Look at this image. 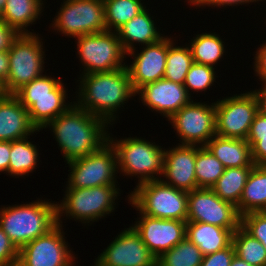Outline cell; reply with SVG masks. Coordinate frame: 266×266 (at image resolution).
Listing matches in <instances>:
<instances>
[{"label":"cell","mask_w":266,"mask_h":266,"mask_svg":"<svg viewBox=\"0 0 266 266\" xmlns=\"http://www.w3.org/2000/svg\"><path fill=\"white\" fill-rule=\"evenodd\" d=\"M254 54V71L255 76L259 78V81H262L266 84V42L263 41V44L260 45L258 50Z\"/></svg>","instance_id":"40"},{"label":"cell","mask_w":266,"mask_h":266,"mask_svg":"<svg viewBox=\"0 0 266 266\" xmlns=\"http://www.w3.org/2000/svg\"><path fill=\"white\" fill-rule=\"evenodd\" d=\"M43 0H6L0 19L17 34H32L28 26L40 19Z\"/></svg>","instance_id":"25"},{"label":"cell","mask_w":266,"mask_h":266,"mask_svg":"<svg viewBox=\"0 0 266 266\" xmlns=\"http://www.w3.org/2000/svg\"><path fill=\"white\" fill-rule=\"evenodd\" d=\"M189 44L193 61L213 68L218 65L225 52V43L215 32L198 34Z\"/></svg>","instance_id":"29"},{"label":"cell","mask_w":266,"mask_h":266,"mask_svg":"<svg viewBox=\"0 0 266 266\" xmlns=\"http://www.w3.org/2000/svg\"><path fill=\"white\" fill-rule=\"evenodd\" d=\"M203 255L187 237L157 258V266H200Z\"/></svg>","instance_id":"34"},{"label":"cell","mask_w":266,"mask_h":266,"mask_svg":"<svg viewBox=\"0 0 266 266\" xmlns=\"http://www.w3.org/2000/svg\"><path fill=\"white\" fill-rule=\"evenodd\" d=\"M148 10L149 8H145L115 31L126 53L135 49V43L139 44V46L140 44L145 46L156 43L164 38L163 36L165 35L160 33L159 28L157 31L153 16L148 13Z\"/></svg>","instance_id":"22"},{"label":"cell","mask_w":266,"mask_h":266,"mask_svg":"<svg viewBox=\"0 0 266 266\" xmlns=\"http://www.w3.org/2000/svg\"><path fill=\"white\" fill-rule=\"evenodd\" d=\"M233 232L217 225L187 221L186 237L194 243L202 255H208L228 247L232 243Z\"/></svg>","instance_id":"24"},{"label":"cell","mask_w":266,"mask_h":266,"mask_svg":"<svg viewBox=\"0 0 266 266\" xmlns=\"http://www.w3.org/2000/svg\"><path fill=\"white\" fill-rule=\"evenodd\" d=\"M38 199L21 205L1 206L0 227L20 250L57 225V202Z\"/></svg>","instance_id":"3"},{"label":"cell","mask_w":266,"mask_h":266,"mask_svg":"<svg viewBox=\"0 0 266 266\" xmlns=\"http://www.w3.org/2000/svg\"><path fill=\"white\" fill-rule=\"evenodd\" d=\"M187 2L189 5L192 4L193 6L201 7L202 0H187Z\"/></svg>","instance_id":"49"},{"label":"cell","mask_w":266,"mask_h":266,"mask_svg":"<svg viewBox=\"0 0 266 266\" xmlns=\"http://www.w3.org/2000/svg\"><path fill=\"white\" fill-rule=\"evenodd\" d=\"M142 0H104L107 31H116L143 11ZM114 28V29H113Z\"/></svg>","instance_id":"32"},{"label":"cell","mask_w":266,"mask_h":266,"mask_svg":"<svg viewBox=\"0 0 266 266\" xmlns=\"http://www.w3.org/2000/svg\"><path fill=\"white\" fill-rule=\"evenodd\" d=\"M58 10L51 26L67 37L107 30L104 0H63Z\"/></svg>","instance_id":"11"},{"label":"cell","mask_w":266,"mask_h":266,"mask_svg":"<svg viewBox=\"0 0 266 266\" xmlns=\"http://www.w3.org/2000/svg\"><path fill=\"white\" fill-rule=\"evenodd\" d=\"M175 40L167 36V58L164 79L184 84L186 75L194 63L188 44L176 46Z\"/></svg>","instance_id":"30"},{"label":"cell","mask_w":266,"mask_h":266,"mask_svg":"<svg viewBox=\"0 0 266 266\" xmlns=\"http://www.w3.org/2000/svg\"><path fill=\"white\" fill-rule=\"evenodd\" d=\"M5 4H6V0H0V17L3 13V9L5 7Z\"/></svg>","instance_id":"50"},{"label":"cell","mask_w":266,"mask_h":266,"mask_svg":"<svg viewBox=\"0 0 266 266\" xmlns=\"http://www.w3.org/2000/svg\"><path fill=\"white\" fill-rule=\"evenodd\" d=\"M251 157L255 165H266V137H259L251 146Z\"/></svg>","instance_id":"41"},{"label":"cell","mask_w":266,"mask_h":266,"mask_svg":"<svg viewBox=\"0 0 266 266\" xmlns=\"http://www.w3.org/2000/svg\"><path fill=\"white\" fill-rule=\"evenodd\" d=\"M96 266H157V258L132 226L122 230L95 259Z\"/></svg>","instance_id":"16"},{"label":"cell","mask_w":266,"mask_h":266,"mask_svg":"<svg viewBox=\"0 0 266 266\" xmlns=\"http://www.w3.org/2000/svg\"><path fill=\"white\" fill-rule=\"evenodd\" d=\"M75 39L78 58L84 67L82 74L112 72L126 67L124 58L127 53L115 31L106 30Z\"/></svg>","instance_id":"9"},{"label":"cell","mask_w":266,"mask_h":266,"mask_svg":"<svg viewBox=\"0 0 266 266\" xmlns=\"http://www.w3.org/2000/svg\"><path fill=\"white\" fill-rule=\"evenodd\" d=\"M30 136L11 141L10 160L8 176L16 177L29 176L37 169L39 153L37 146L28 140Z\"/></svg>","instance_id":"27"},{"label":"cell","mask_w":266,"mask_h":266,"mask_svg":"<svg viewBox=\"0 0 266 266\" xmlns=\"http://www.w3.org/2000/svg\"><path fill=\"white\" fill-rule=\"evenodd\" d=\"M187 221L217 225L234 232L241 226V215L235 205L222 200L212 189L198 188L188 192Z\"/></svg>","instance_id":"14"},{"label":"cell","mask_w":266,"mask_h":266,"mask_svg":"<svg viewBox=\"0 0 266 266\" xmlns=\"http://www.w3.org/2000/svg\"><path fill=\"white\" fill-rule=\"evenodd\" d=\"M40 132L27 109L13 94L0 98V141H14Z\"/></svg>","instance_id":"21"},{"label":"cell","mask_w":266,"mask_h":266,"mask_svg":"<svg viewBox=\"0 0 266 266\" xmlns=\"http://www.w3.org/2000/svg\"><path fill=\"white\" fill-rule=\"evenodd\" d=\"M262 0H202L201 6L204 7L205 5L207 6H212V7H224L226 6H239L243 4H250L253 2H259ZM264 1V0H263Z\"/></svg>","instance_id":"43"},{"label":"cell","mask_w":266,"mask_h":266,"mask_svg":"<svg viewBox=\"0 0 266 266\" xmlns=\"http://www.w3.org/2000/svg\"><path fill=\"white\" fill-rule=\"evenodd\" d=\"M139 214L132 227L156 258L186 237L187 221L152 218L140 211Z\"/></svg>","instance_id":"17"},{"label":"cell","mask_w":266,"mask_h":266,"mask_svg":"<svg viewBox=\"0 0 266 266\" xmlns=\"http://www.w3.org/2000/svg\"><path fill=\"white\" fill-rule=\"evenodd\" d=\"M230 266H252V265L247 263L243 259L239 258L238 256L234 255Z\"/></svg>","instance_id":"47"},{"label":"cell","mask_w":266,"mask_h":266,"mask_svg":"<svg viewBox=\"0 0 266 266\" xmlns=\"http://www.w3.org/2000/svg\"><path fill=\"white\" fill-rule=\"evenodd\" d=\"M119 191L117 185L80 189L66 188L62 202L57 203V224H63L61 217L65 215L68 219L69 217L70 219L74 218L75 221H80L88 226L97 222L102 217L114 212L115 200L120 196Z\"/></svg>","instance_id":"7"},{"label":"cell","mask_w":266,"mask_h":266,"mask_svg":"<svg viewBox=\"0 0 266 266\" xmlns=\"http://www.w3.org/2000/svg\"><path fill=\"white\" fill-rule=\"evenodd\" d=\"M11 141H0V172L8 173Z\"/></svg>","instance_id":"44"},{"label":"cell","mask_w":266,"mask_h":266,"mask_svg":"<svg viewBox=\"0 0 266 266\" xmlns=\"http://www.w3.org/2000/svg\"><path fill=\"white\" fill-rule=\"evenodd\" d=\"M168 121L180 137L181 145L205 146L216 135L215 102L205 104L192 100Z\"/></svg>","instance_id":"13"},{"label":"cell","mask_w":266,"mask_h":266,"mask_svg":"<svg viewBox=\"0 0 266 266\" xmlns=\"http://www.w3.org/2000/svg\"><path fill=\"white\" fill-rule=\"evenodd\" d=\"M196 145H181L165 149L163 178L165 184L190 192L198 189L195 176Z\"/></svg>","instance_id":"20"},{"label":"cell","mask_w":266,"mask_h":266,"mask_svg":"<svg viewBox=\"0 0 266 266\" xmlns=\"http://www.w3.org/2000/svg\"><path fill=\"white\" fill-rule=\"evenodd\" d=\"M259 137H266V116L258 112L250 126L246 140L252 146L259 140Z\"/></svg>","instance_id":"39"},{"label":"cell","mask_w":266,"mask_h":266,"mask_svg":"<svg viewBox=\"0 0 266 266\" xmlns=\"http://www.w3.org/2000/svg\"><path fill=\"white\" fill-rule=\"evenodd\" d=\"M235 255L252 266H266V249L262 243L248 234L241 226L233 232Z\"/></svg>","instance_id":"33"},{"label":"cell","mask_w":266,"mask_h":266,"mask_svg":"<svg viewBox=\"0 0 266 266\" xmlns=\"http://www.w3.org/2000/svg\"><path fill=\"white\" fill-rule=\"evenodd\" d=\"M241 227L266 249V211L249 212L241 216Z\"/></svg>","instance_id":"36"},{"label":"cell","mask_w":266,"mask_h":266,"mask_svg":"<svg viewBox=\"0 0 266 266\" xmlns=\"http://www.w3.org/2000/svg\"><path fill=\"white\" fill-rule=\"evenodd\" d=\"M205 147L225 168L253 167L255 165L251 157V146L247 140L215 135Z\"/></svg>","instance_id":"23"},{"label":"cell","mask_w":266,"mask_h":266,"mask_svg":"<svg viewBox=\"0 0 266 266\" xmlns=\"http://www.w3.org/2000/svg\"><path fill=\"white\" fill-rule=\"evenodd\" d=\"M18 34L10 27H8L1 19H0V52L4 50H8L11 42Z\"/></svg>","instance_id":"42"},{"label":"cell","mask_w":266,"mask_h":266,"mask_svg":"<svg viewBox=\"0 0 266 266\" xmlns=\"http://www.w3.org/2000/svg\"><path fill=\"white\" fill-rule=\"evenodd\" d=\"M143 105L151 111H156L168 120L182 107L193 99L188 94L184 84L175 83L166 79H160L146 84L136 93Z\"/></svg>","instance_id":"19"},{"label":"cell","mask_w":266,"mask_h":266,"mask_svg":"<svg viewBox=\"0 0 266 266\" xmlns=\"http://www.w3.org/2000/svg\"><path fill=\"white\" fill-rule=\"evenodd\" d=\"M75 262L73 261L69 266H75ZM94 266H96V265H94Z\"/></svg>","instance_id":"51"},{"label":"cell","mask_w":266,"mask_h":266,"mask_svg":"<svg viewBox=\"0 0 266 266\" xmlns=\"http://www.w3.org/2000/svg\"><path fill=\"white\" fill-rule=\"evenodd\" d=\"M7 95V92L4 87V83L0 80V98Z\"/></svg>","instance_id":"48"},{"label":"cell","mask_w":266,"mask_h":266,"mask_svg":"<svg viewBox=\"0 0 266 266\" xmlns=\"http://www.w3.org/2000/svg\"><path fill=\"white\" fill-rule=\"evenodd\" d=\"M19 250L0 227V266H17Z\"/></svg>","instance_id":"37"},{"label":"cell","mask_w":266,"mask_h":266,"mask_svg":"<svg viewBox=\"0 0 266 266\" xmlns=\"http://www.w3.org/2000/svg\"><path fill=\"white\" fill-rule=\"evenodd\" d=\"M234 255L235 250L231 243L220 251L203 256L200 266H230Z\"/></svg>","instance_id":"38"},{"label":"cell","mask_w":266,"mask_h":266,"mask_svg":"<svg viewBox=\"0 0 266 266\" xmlns=\"http://www.w3.org/2000/svg\"><path fill=\"white\" fill-rule=\"evenodd\" d=\"M242 216L249 212L266 211V165H254L237 206Z\"/></svg>","instance_id":"26"},{"label":"cell","mask_w":266,"mask_h":266,"mask_svg":"<svg viewBox=\"0 0 266 266\" xmlns=\"http://www.w3.org/2000/svg\"><path fill=\"white\" fill-rule=\"evenodd\" d=\"M110 134L108 141L115 149L119 173L137 176V184L162 179L158 176L163 174L165 149L162 146L137 136L117 140Z\"/></svg>","instance_id":"5"},{"label":"cell","mask_w":266,"mask_h":266,"mask_svg":"<svg viewBox=\"0 0 266 266\" xmlns=\"http://www.w3.org/2000/svg\"><path fill=\"white\" fill-rule=\"evenodd\" d=\"M216 68L204 65L193 63L186 75L184 86L191 97L192 92H202L209 89L214 85L216 77ZM190 92V93H189Z\"/></svg>","instance_id":"35"},{"label":"cell","mask_w":266,"mask_h":266,"mask_svg":"<svg viewBox=\"0 0 266 266\" xmlns=\"http://www.w3.org/2000/svg\"><path fill=\"white\" fill-rule=\"evenodd\" d=\"M225 167L205 146L196 145L195 176L198 188L211 189Z\"/></svg>","instance_id":"31"},{"label":"cell","mask_w":266,"mask_h":266,"mask_svg":"<svg viewBox=\"0 0 266 266\" xmlns=\"http://www.w3.org/2000/svg\"><path fill=\"white\" fill-rule=\"evenodd\" d=\"M42 38L32 34H18L8 49L9 73L4 84L7 94H14L22 86L43 75L45 51Z\"/></svg>","instance_id":"8"},{"label":"cell","mask_w":266,"mask_h":266,"mask_svg":"<svg viewBox=\"0 0 266 266\" xmlns=\"http://www.w3.org/2000/svg\"><path fill=\"white\" fill-rule=\"evenodd\" d=\"M128 203L152 218L187 221L188 192L165 184L162 180L137 184L128 195Z\"/></svg>","instance_id":"6"},{"label":"cell","mask_w":266,"mask_h":266,"mask_svg":"<svg viewBox=\"0 0 266 266\" xmlns=\"http://www.w3.org/2000/svg\"><path fill=\"white\" fill-rule=\"evenodd\" d=\"M48 127L53 132L66 163L91 154L108 141V124L74 102L43 129Z\"/></svg>","instance_id":"2"},{"label":"cell","mask_w":266,"mask_h":266,"mask_svg":"<svg viewBox=\"0 0 266 266\" xmlns=\"http://www.w3.org/2000/svg\"><path fill=\"white\" fill-rule=\"evenodd\" d=\"M67 89L61 79L46 74L28 82L13 95L27 109L38 130L67 111L73 104L66 102Z\"/></svg>","instance_id":"4"},{"label":"cell","mask_w":266,"mask_h":266,"mask_svg":"<svg viewBox=\"0 0 266 266\" xmlns=\"http://www.w3.org/2000/svg\"><path fill=\"white\" fill-rule=\"evenodd\" d=\"M257 113L258 103L252 91L218 99L215 102L216 135L246 140Z\"/></svg>","instance_id":"12"},{"label":"cell","mask_w":266,"mask_h":266,"mask_svg":"<svg viewBox=\"0 0 266 266\" xmlns=\"http://www.w3.org/2000/svg\"><path fill=\"white\" fill-rule=\"evenodd\" d=\"M140 53L135 49L127 53L134 57L131 65H126L131 85L135 93L143 86L164 78L167 58V36L160 41L145 45ZM136 53V54H135Z\"/></svg>","instance_id":"18"},{"label":"cell","mask_w":266,"mask_h":266,"mask_svg":"<svg viewBox=\"0 0 266 266\" xmlns=\"http://www.w3.org/2000/svg\"><path fill=\"white\" fill-rule=\"evenodd\" d=\"M71 170L66 188H91L118 185V165L114 147L109 141L98 150L67 163Z\"/></svg>","instance_id":"10"},{"label":"cell","mask_w":266,"mask_h":266,"mask_svg":"<svg viewBox=\"0 0 266 266\" xmlns=\"http://www.w3.org/2000/svg\"><path fill=\"white\" fill-rule=\"evenodd\" d=\"M74 101L88 113L102 118L108 125L116 120L121 106L136 96L127 67L112 72L81 74ZM78 100V101H77Z\"/></svg>","instance_id":"1"},{"label":"cell","mask_w":266,"mask_h":266,"mask_svg":"<svg viewBox=\"0 0 266 266\" xmlns=\"http://www.w3.org/2000/svg\"><path fill=\"white\" fill-rule=\"evenodd\" d=\"M262 87L253 90L252 93L256 97L258 103V112L266 116V84H261Z\"/></svg>","instance_id":"45"},{"label":"cell","mask_w":266,"mask_h":266,"mask_svg":"<svg viewBox=\"0 0 266 266\" xmlns=\"http://www.w3.org/2000/svg\"><path fill=\"white\" fill-rule=\"evenodd\" d=\"M62 226L57 224L47 234L23 246L19 250L17 266H69L75 261Z\"/></svg>","instance_id":"15"},{"label":"cell","mask_w":266,"mask_h":266,"mask_svg":"<svg viewBox=\"0 0 266 266\" xmlns=\"http://www.w3.org/2000/svg\"><path fill=\"white\" fill-rule=\"evenodd\" d=\"M252 168H225L223 175L211 189L222 200L232 203L237 207Z\"/></svg>","instance_id":"28"},{"label":"cell","mask_w":266,"mask_h":266,"mask_svg":"<svg viewBox=\"0 0 266 266\" xmlns=\"http://www.w3.org/2000/svg\"><path fill=\"white\" fill-rule=\"evenodd\" d=\"M9 73L8 50L0 52V80L5 84Z\"/></svg>","instance_id":"46"}]
</instances>
